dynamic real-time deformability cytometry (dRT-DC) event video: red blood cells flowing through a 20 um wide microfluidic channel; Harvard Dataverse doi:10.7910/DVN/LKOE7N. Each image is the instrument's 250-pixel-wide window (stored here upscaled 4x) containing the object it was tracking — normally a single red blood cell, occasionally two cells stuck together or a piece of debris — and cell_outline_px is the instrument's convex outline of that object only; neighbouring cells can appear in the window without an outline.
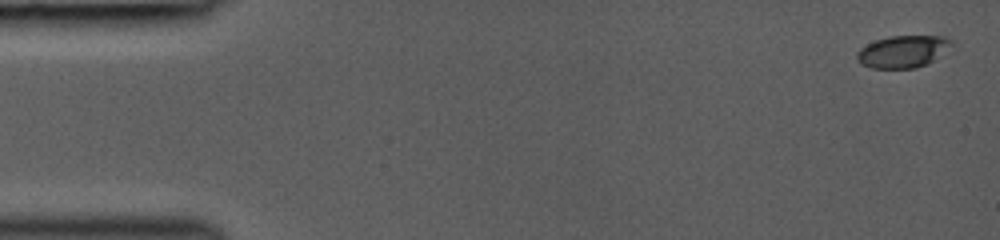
{"species": "common noctule bat (a hibernating species)", "species_latin": "Nyctalus noctula", "temperature_condition": "room temperature", "stored_images_in_passage": 11, "camera_frame_rate_fps": 3000, "um_per_image_px": 0.085, "animal": {"sex": "female", "body_mass_g": 19.0, "forearm_length_mm": 53.3}, "frame": {"image": 1, "passage_image": 1, "time_ms": 0.0, "image_size_px": [1000, 240], "cell_outline_px": [[956, 48], [928, 64], [916, 68], [872, 68], [864, 64], [856, 56], [856, 52], [860, 48], [876, 40], [888, 36], [944, 36], [952, 40]], "centroid_in_image_um": [76.88, 4.37], "position_along_channel_um": 8.1, "area_um2": 18.09}}
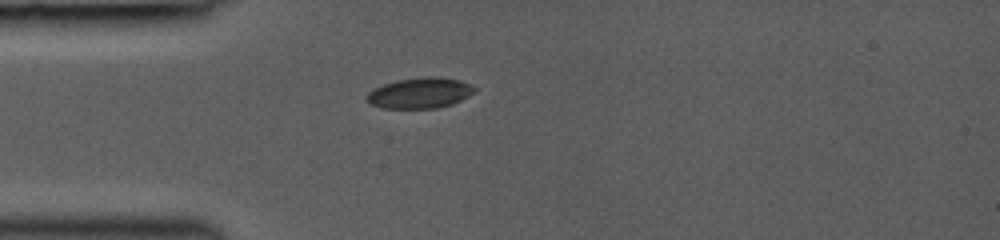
{"frame": {"image": 2, "passage_image": 10, "time_ms": 4.0, "image_size_px": [1000, 240], "cell_outline_px": [[476, 92], [452, 104], [436, 108], [384, 108], [372, 104], [364, 100], [364, 96], [368, 92], [384, 84], [396, 80], [424, 76], [440, 76], [460, 80], [476, 88]], "centroid_in_image_um": [35.68, 7.89], "position_along_channel_um": 49.3, "area_um2": 19.36}}